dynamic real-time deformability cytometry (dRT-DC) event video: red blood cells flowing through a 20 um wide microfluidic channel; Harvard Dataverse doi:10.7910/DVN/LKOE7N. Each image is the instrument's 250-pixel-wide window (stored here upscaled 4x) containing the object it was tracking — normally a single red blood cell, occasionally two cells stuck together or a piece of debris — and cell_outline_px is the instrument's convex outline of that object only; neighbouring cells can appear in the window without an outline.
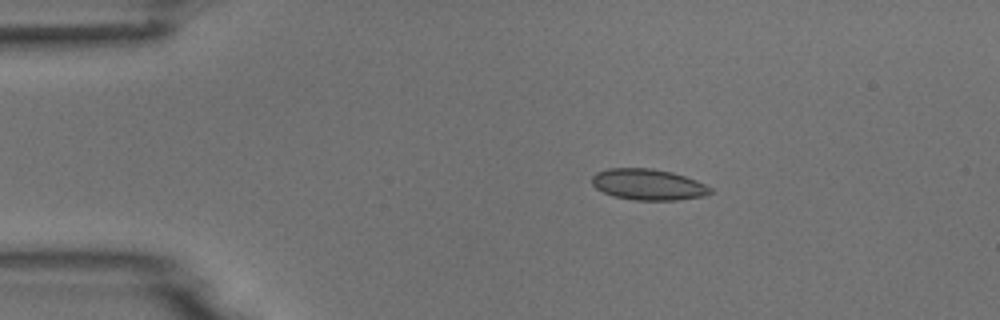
{"species": "common noctule bat (a hibernating species)", "species_latin": "Nyctalus noctula", "temperature_condition": "room temperature", "stored_images_in_passage": 6, "camera_frame_rate_fps": 3000, "um_per_image_px": 0.085, "animal": {"sex": "male", "body_mass_g": 18.8}, "frame": {"image": 1, "passage_image": 1, "time_ms": 0.0, "image_size_px": [1000, 320], "cell_outline_px": [[712, 192], [704, 196], [676, 200], [632, 200], [612, 196], [596, 188], [592, 184], [592, 176], [596, 172], [608, 168], [652, 168], [672, 172], [696, 180], [712, 188]], "centroid_in_image_um": [55.07, 15.68], "position_along_channel_um": 29.9, "area_um2": 21.5}}
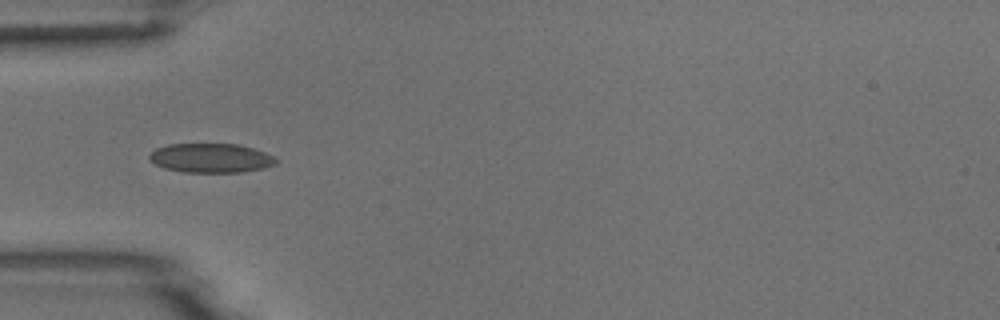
{"frame": {"image": 2, "passage_image": 3, "time_ms": 2.333, "image_size_px": [1000, 320], "cell_outline_px": [[276, 164], [264, 168], [244, 172], [184, 172], [164, 168], [156, 164], [148, 156], [156, 148], [168, 144], [236, 144], [252, 148], [264, 152], [272, 156], [276, 160]], "centroid_in_image_um": [17.92, 13.43], "position_along_channel_um": 67.1, "area_um2": 21.39}}